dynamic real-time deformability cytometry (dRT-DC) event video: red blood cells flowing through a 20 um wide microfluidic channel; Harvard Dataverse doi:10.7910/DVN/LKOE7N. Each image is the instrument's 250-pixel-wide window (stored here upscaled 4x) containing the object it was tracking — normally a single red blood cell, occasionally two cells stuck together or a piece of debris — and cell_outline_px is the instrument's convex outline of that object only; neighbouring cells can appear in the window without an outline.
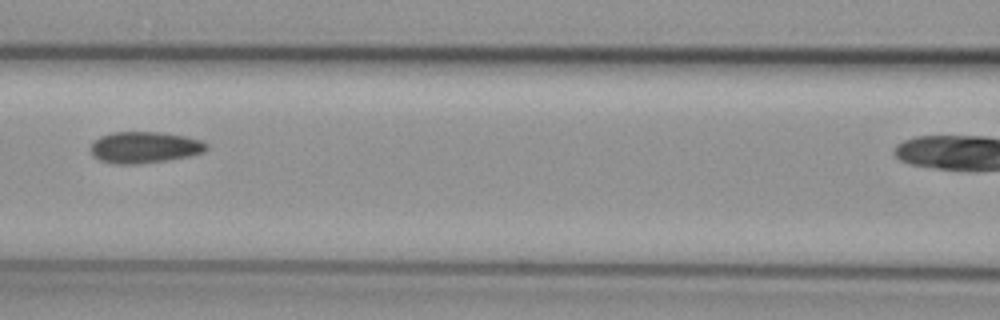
{"species": "common noctule bat (a hibernating species)", "species_latin": "Nyctalus noctula", "temperature_condition": "cold", "stored_images_in_passage": 7, "camera_frame_rate_fps": 3000, "um_per_image_px": 0.085, "animal": {"sex": "female", "body_mass_g": 29.2, "forearm_length_mm": 56.3}, "frame": {"image": 1, "passage_image": 3, "time_ms": 2.667, "image_size_px": [1000, 320], "cell_outline_px": [[208, 148], [204, 152], [192, 156], [168, 160], [136, 164], [116, 164], [100, 160], [92, 156], [88, 148], [92, 140], [100, 136], [112, 132], [160, 132], [184, 136], [200, 140], [208, 144]], "centroid_in_image_um": [12.24, 12.53], "position_along_channel_um": 154.4, "area_um2": 21.56}}
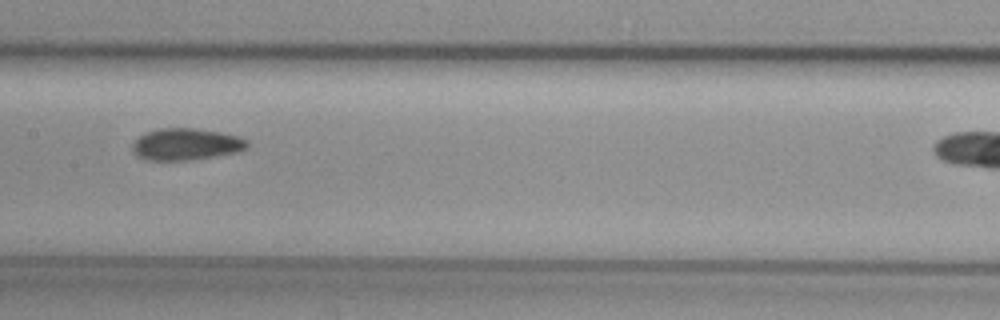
{"frame": {"image": 2, "passage_image": 4, "time_ms": 3.667, "image_size_px": [1000, 320], "cell_outline_px": [[248, 144], [244, 148], [236, 152], [188, 160], [144, 160], [136, 156], [132, 152], [132, 144], [144, 132], [156, 128], [196, 128], [220, 132], [240, 136], [248, 140]], "centroid_in_image_um": [15.76, 12.25], "position_along_channel_um": 191.6, "area_um2": 21.33}}